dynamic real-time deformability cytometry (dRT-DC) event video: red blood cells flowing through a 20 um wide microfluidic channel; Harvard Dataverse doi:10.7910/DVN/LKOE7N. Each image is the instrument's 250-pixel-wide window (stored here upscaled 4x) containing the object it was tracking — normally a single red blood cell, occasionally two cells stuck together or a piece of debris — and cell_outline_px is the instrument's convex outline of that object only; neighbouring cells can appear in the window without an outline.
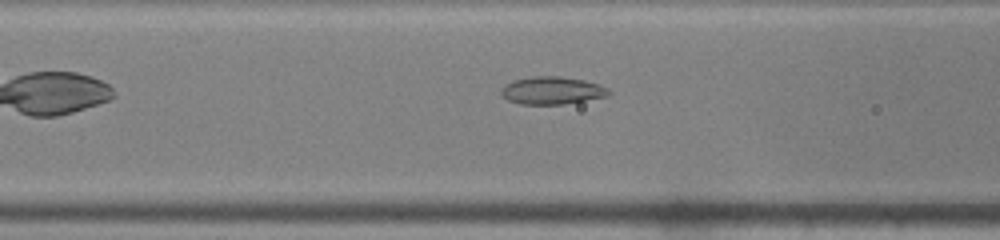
{"species": "common noctule bat (a hibernating species)", "species_latin": "Nyctalus noctula", "temperature_condition": "warm", "stored_images_in_passage": 27, "camera_frame_rate_fps": 3000, "um_per_image_px": 0.085, "animal": {"sex": "male", "body_mass_g": 19.0, "forearm_length_mm": 50.8}, "frame": {"image": 1, "passage_image": 4, "time_ms": 1.0, "image_size_px": [1000, 240], "cell_outline_px": [[612, 92], [608, 96], [564, 104], [520, 104], [508, 100], [500, 92], [500, 88], [504, 84], [512, 80], [532, 76], [560, 76], [584, 80], [600, 84], [608, 88]], "centroid_in_image_um": [46.92, 7.68], "position_along_channel_um": 119.7, "area_um2": 17.51}}
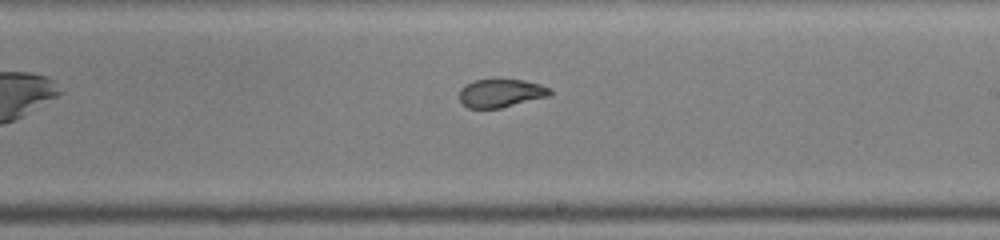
{"frame": {"image": 2, "passage_image": 13, "time_ms": 4.0, "image_size_px": [1000, 240], "cell_outline_px": [[552, 96], [500, 108], [468, 108], [460, 100], [460, 88], [464, 84], [472, 80], [496, 76], [524, 80], [540, 84], [548, 88], [552, 92]], "centroid_in_image_um": [42.57, 7.86], "position_along_channel_um": 246.4, "area_um2": 15.72}}
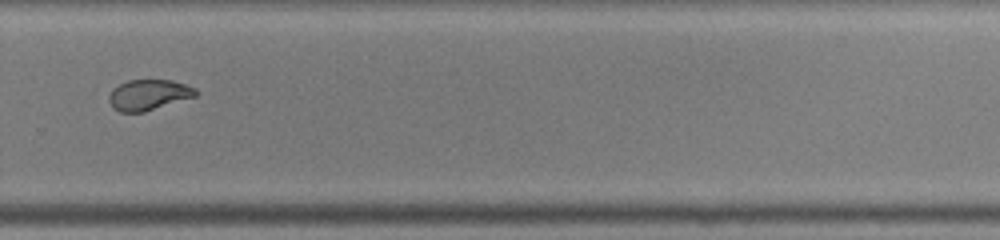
{"frame": {"image": 3, "passage_image": 18, "time_ms": 5.667, "image_size_px": [1000, 240], "cell_outline_px": [[200, 92], [196, 96], [144, 112], [120, 112], [112, 108], [108, 100], [108, 96], [112, 88], [128, 80], [172, 80], [196, 88]], "centroid_in_image_um": [12.62, 8.06], "position_along_channel_um": 317.2, "area_um2": 15.61}}